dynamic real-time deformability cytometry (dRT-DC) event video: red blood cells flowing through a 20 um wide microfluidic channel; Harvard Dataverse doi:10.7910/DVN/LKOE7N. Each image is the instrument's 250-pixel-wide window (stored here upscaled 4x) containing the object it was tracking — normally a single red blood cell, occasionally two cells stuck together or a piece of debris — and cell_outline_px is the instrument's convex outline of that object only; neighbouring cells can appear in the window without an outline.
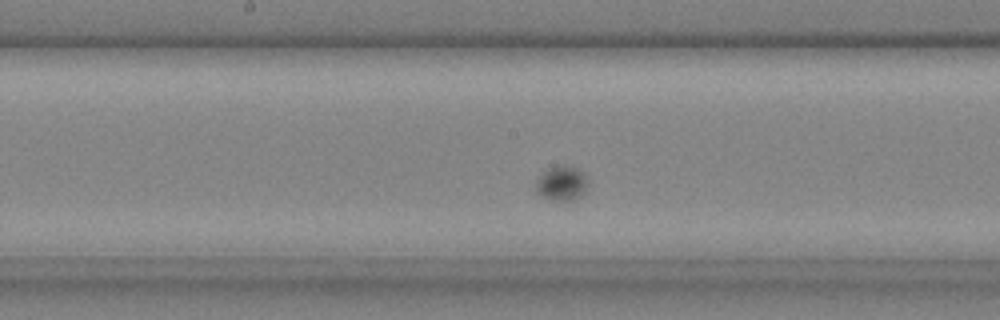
{"species": "common noctule bat (a hibernating species)", "species_latin": "Nyctalus noctula", "temperature_condition": "cold", "stored_images_in_passage": 31, "camera_frame_rate_fps": 3000, "um_per_image_px": 0.085, "animal": {"sex": "male", "body_mass_g": 20.4}, "frame": {"image": 1, "passage_image": 11, "time_ms": 3.333, "image_size_px": [1000, 320], "cell_outline_px": [[588, 188], [576, 200], [552, 200], [540, 196], [536, 192], [536, 184], [540, 176], [544, 172], [552, 168], [576, 168], [584, 172], [588, 180]], "centroid_in_image_um": [47.78, 15.65], "position_along_channel_um": 200.4, "area_um2": 10.17}}
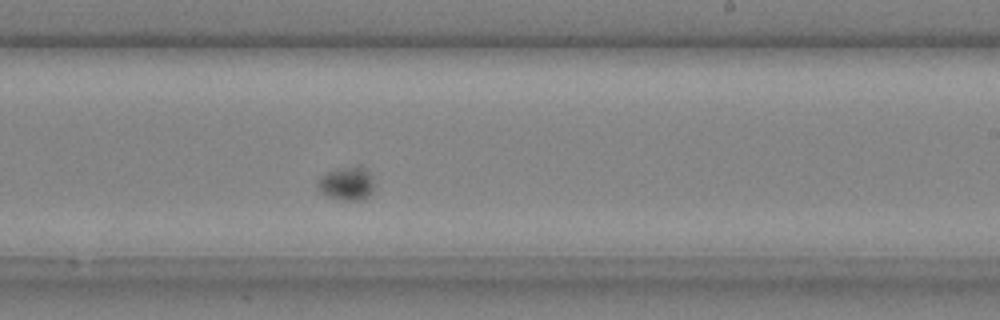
{"frame": {"image": 2, "passage_image": 15, "time_ms": 4.667, "image_size_px": [1000, 320], "cell_outline_px": [[376, 188], [368, 196], [360, 200], [340, 200], [328, 196], [320, 192], [316, 184], [320, 176], [336, 168], [360, 164], [368, 168], [376, 184]], "centroid_in_image_um": [29.53, 15.56], "position_along_channel_um": 259.5, "area_um2": 11.62}}